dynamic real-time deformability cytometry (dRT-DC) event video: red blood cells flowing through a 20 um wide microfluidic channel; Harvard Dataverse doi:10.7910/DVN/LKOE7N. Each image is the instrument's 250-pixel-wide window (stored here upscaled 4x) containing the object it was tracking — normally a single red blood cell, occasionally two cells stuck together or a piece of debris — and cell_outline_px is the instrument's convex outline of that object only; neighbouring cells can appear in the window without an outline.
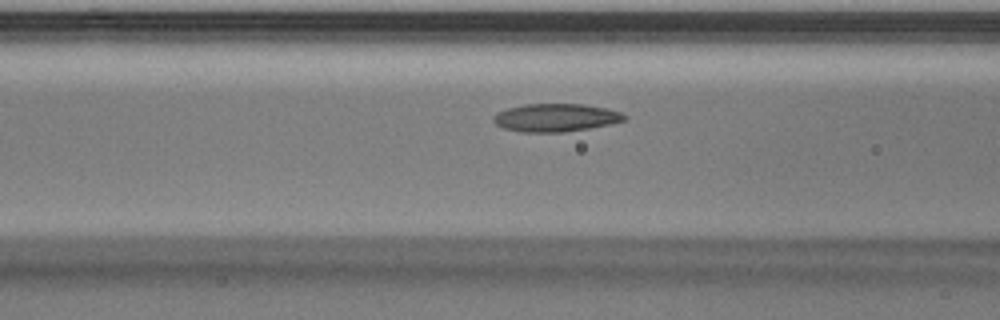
{"species": "Egyptian fruit bat (a non-hibernating species)", "species_latin": "Rousettus aegyptiacus", "temperature_condition": "warm", "stored_images_in_passage": 12, "camera_frame_rate_fps": 3000, "um_per_image_px": 0.085, "animal": {"sex": "male"}, "frame": {"image": 1, "passage_image": 10, "time_ms": 3.0, "image_size_px": [1000, 320], "cell_outline_px": [[628, 116], [624, 120], [612, 124], [564, 132], [520, 132], [504, 128], [496, 124], [492, 120], [492, 116], [496, 112], [508, 108], [524, 104], [584, 104], [608, 108], [620, 112]], "centroid_in_image_um": [47.23, 9.99], "position_along_channel_um": 119.4, "area_um2": 21.5}}